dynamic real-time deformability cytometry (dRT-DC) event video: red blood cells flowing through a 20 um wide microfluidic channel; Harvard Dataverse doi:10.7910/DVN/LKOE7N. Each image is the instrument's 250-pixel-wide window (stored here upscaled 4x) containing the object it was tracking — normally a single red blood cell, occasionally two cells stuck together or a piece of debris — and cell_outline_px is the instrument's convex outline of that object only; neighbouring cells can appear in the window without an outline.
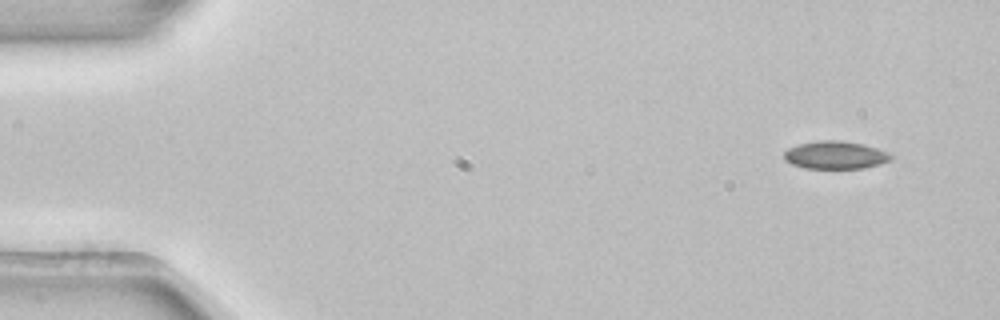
{"species": "common noctule bat (a hibernating species)", "species_latin": "Nyctalus noctula", "temperature_condition": "room temperature", "stored_images_in_passage": 5, "segment_of_instrument_passage": [1, 2], "camera_frame_rate_fps": 3000, "um_per_image_px": 0.085, "animal": {"sex": "female", "body_mass_g": 22.7, "forearm_length_mm": 54.2}, "frame": {"image": 1, "passage_image": 1, "time_ms": 0.0, "image_size_px": [1000, 320], "cell_outline_px": [[896, 156], [892, 160], [880, 164], [864, 168], [804, 168], [792, 164], [784, 160], [784, 152], [788, 148], [796, 144], [820, 140], [840, 140], [860, 144], [876, 148], [888, 152]], "centroid_in_image_um": [71.01, 13.18], "position_along_channel_um": 14.0, "area_um2": 17.46}}
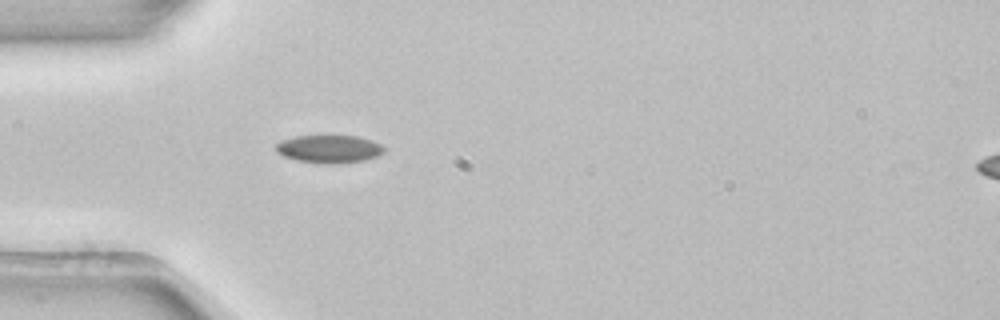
{"frame": {"image": 2, "passage_image": 4, "time_ms": 1.0, "image_size_px": [1000, 320], "cell_outline_px": [[388, 148], [380, 156], [364, 160], [340, 164], [320, 164], [296, 160], [284, 156], [276, 152], [276, 144], [280, 140], [296, 136], [356, 136], [372, 140]], "centroid_in_image_um": [28.01, 12.67], "position_along_channel_um": 57.0, "area_um2": 17.92}}